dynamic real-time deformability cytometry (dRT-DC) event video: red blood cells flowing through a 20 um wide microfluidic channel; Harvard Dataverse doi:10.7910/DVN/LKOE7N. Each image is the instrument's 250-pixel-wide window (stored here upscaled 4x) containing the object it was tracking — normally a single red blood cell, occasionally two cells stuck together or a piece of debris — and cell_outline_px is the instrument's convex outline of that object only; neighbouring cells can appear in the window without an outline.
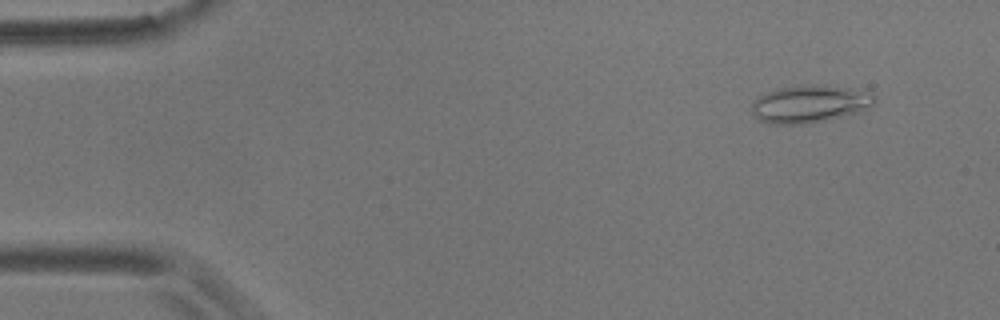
{"species": "common noctule bat (a hibernating species)", "species_latin": "Nyctalus noctula", "temperature_condition": "room temperature", "stored_images_in_passage": 56, "camera_frame_rate_fps": 3000, "um_per_image_px": 0.085, "animal": {"sex": "male", "body_mass_g": 17.9}, "frame": {"image": 1, "passage_image": 5, "time_ms": 1.333, "image_size_px": [1000, 320], "cell_outline_px": [[876, 100], [872, 104], [856, 112], [808, 124], [776, 124], [760, 120], [752, 112], [752, 104], [756, 96], [776, 88], [812, 84], [872, 92], [876, 96]], "centroid_in_image_um": [68.76, 8.82], "position_along_channel_um": 16.2, "area_um2": 26.41}}
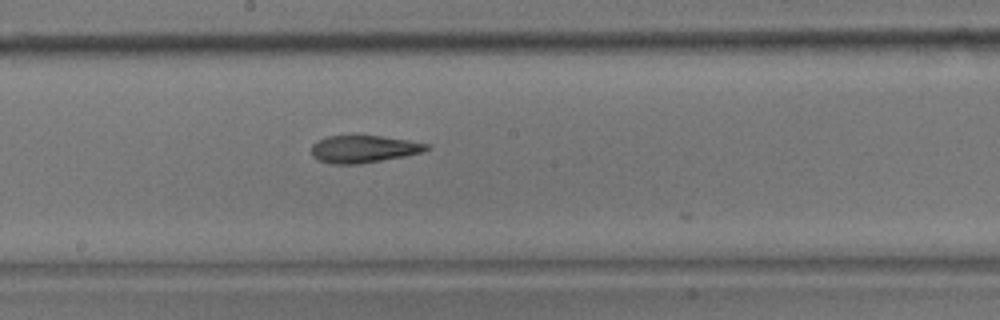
{"frame": {"image": 2, "passage_image": 30, "time_ms": 9.667, "image_size_px": [1000, 320], "cell_outline_px": [[432, 148], [420, 152], [404, 156], [360, 164], [332, 164], [320, 160], [312, 156], [312, 144], [316, 140], [328, 136], [380, 136], [408, 140], [428, 144]], "centroid_in_image_um": [30.89, 12.67], "position_along_channel_um": 217.3, "area_um2": 18.21}}
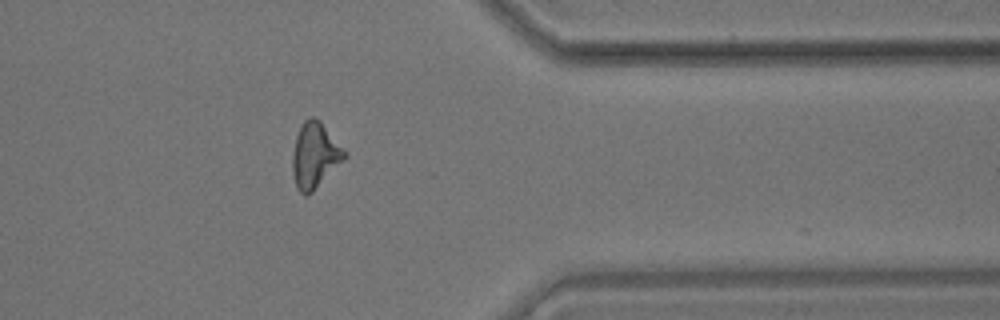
{"frame": {"image": 3, "passage_image": 45, "time_ms": 14.667, "image_size_px": [1000, 320], "cell_outline_px": [[348, 156], [308, 196], [304, 196], [296, 188], [292, 172], [292, 156], [296, 136], [304, 120], [308, 116], [312, 116], [320, 120], [348, 152]], "centroid_in_image_um": [26.77, 13.2], "position_along_channel_um": 384.6, "area_um2": 20.11}, "authors_computed_cell_mechanics": {"area_um2": 19.1318, "velocity_mm_per_s": 3.6162, "shape_relaxation_time_tau1_ms": null, "shape_relaxation_time_tau2_ms": 4.5333, "deformation_change_tau1": null, "deformation_change_tau2": 0.1541}}